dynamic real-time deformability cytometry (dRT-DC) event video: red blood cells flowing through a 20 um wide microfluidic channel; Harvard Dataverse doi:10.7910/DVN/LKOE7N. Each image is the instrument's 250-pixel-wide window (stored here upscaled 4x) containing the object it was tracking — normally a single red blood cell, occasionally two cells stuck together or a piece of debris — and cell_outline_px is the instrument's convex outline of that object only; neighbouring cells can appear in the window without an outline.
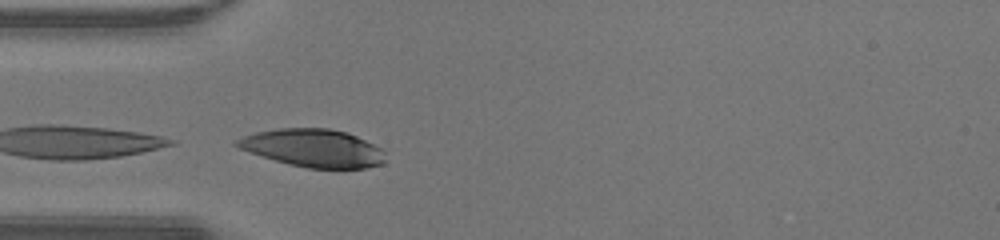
{"species": "human", "species_latin": "Homo sapiens", "temperature_condition": "warm", "stored_images_in_passage": 11, "segment_of_instrument_passage": [2, 2], "camera_frame_rate_fps": 3000, "um_per_image_px": 0.085, "donor": {"sex": "male"}, "frame": {"image": 1, "passage_image": 7, "time_ms": 2.0, "image_size_px": [1000, 240], "cell_outline_px": [[384, 164], [368, 168], [308, 168], [288, 164], [240, 148], [232, 144], [236, 140], [244, 136], [256, 132], [280, 128], [328, 128], [348, 132], [380, 148], [384, 152]], "centroid_in_image_um": [26.65, 12.58], "position_along_channel_um": 58.4, "area_um2": 32.43}}